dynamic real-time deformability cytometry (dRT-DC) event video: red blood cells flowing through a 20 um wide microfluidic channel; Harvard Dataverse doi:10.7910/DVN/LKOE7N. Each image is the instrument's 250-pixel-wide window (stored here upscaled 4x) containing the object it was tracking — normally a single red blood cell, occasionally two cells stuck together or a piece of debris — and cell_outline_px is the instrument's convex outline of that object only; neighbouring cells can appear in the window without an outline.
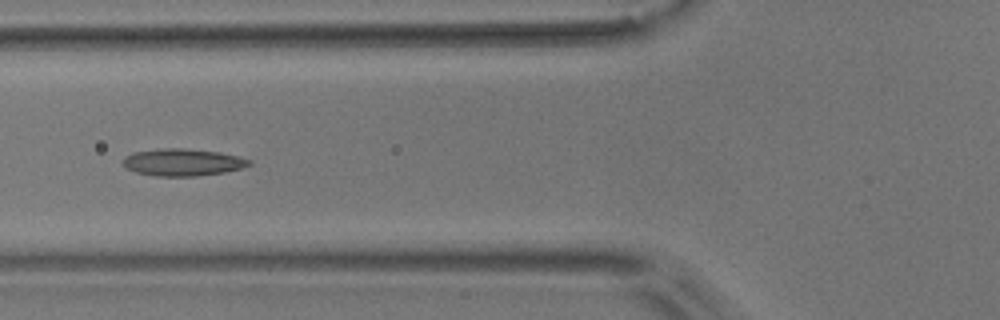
{"species": "common noctule bat (a hibernating species)", "species_latin": "Nyctalus noctula", "temperature_condition": "room temperature", "stored_images_in_passage": 9, "camera_frame_rate_fps": 3000, "um_per_image_px": 0.085, "animal": {"sex": "male", "body_mass_g": 17.9}, "frame": {"image": 1, "passage_image": 7, "time_ms": 6.667, "image_size_px": [1000, 320], "cell_outline_px": [[252, 164], [240, 168], [224, 172], [196, 176], [156, 176], [136, 172], [128, 168], [124, 164], [124, 156], [132, 152], [164, 148], [180, 148], [220, 152], [240, 156], [252, 160]], "centroid_in_image_um": [15.56, 13.79], "position_along_channel_um": 110.2, "area_um2": 19.88}}
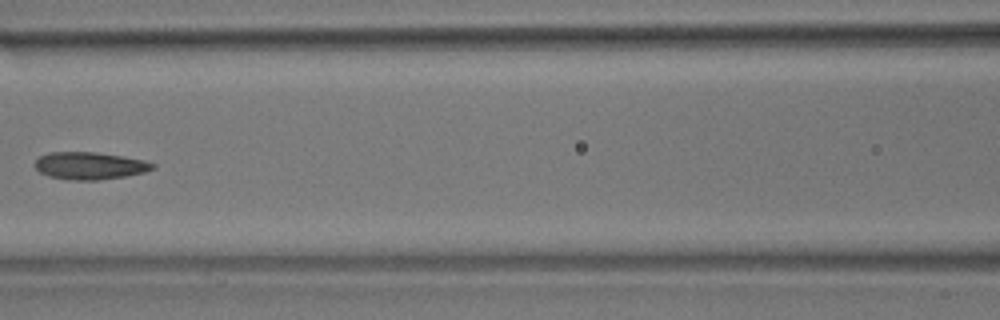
{"frame": {"image": 2, "passage_image": 8, "time_ms": 8.0, "image_size_px": [1000, 320], "cell_outline_px": [[156, 168], [144, 172], [124, 176], [100, 180], [68, 180], [48, 176], [40, 172], [36, 168], [36, 160], [40, 156], [48, 152], [96, 152], [124, 156], [144, 160], [156, 164]], "centroid_in_image_um": [7.65, 14.08], "position_along_channel_um": 159.0, "area_um2": 18.84}}